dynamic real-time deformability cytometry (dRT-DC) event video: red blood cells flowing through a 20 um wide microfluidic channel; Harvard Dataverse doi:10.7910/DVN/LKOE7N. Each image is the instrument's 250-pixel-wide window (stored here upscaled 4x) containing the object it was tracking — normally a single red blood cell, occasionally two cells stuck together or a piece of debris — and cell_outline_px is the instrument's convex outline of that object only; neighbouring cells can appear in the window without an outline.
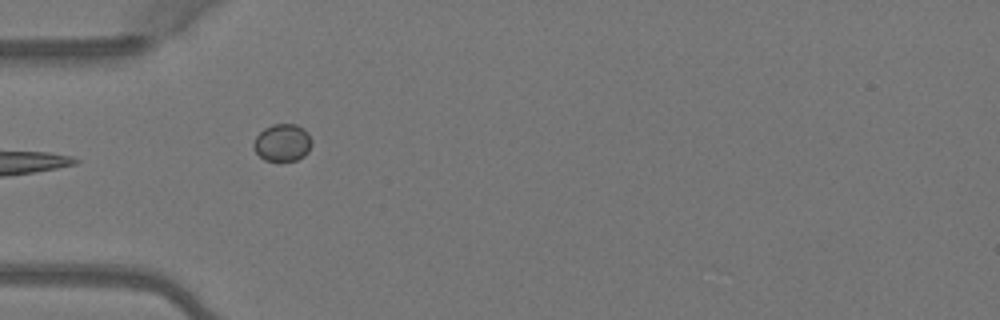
{"species": "Egyptian fruit bat (a non-hibernating species)", "species_latin": "Rousettus aegyptiacus", "temperature_condition": "warm", "stored_images_in_passage": 7, "camera_frame_rate_fps": 3000, "um_per_image_px": 0.085, "animal": {"sex": "female"}, "frame": {"image": 1, "passage_image": 5, "time_ms": 1.333, "image_size_px": [1000, 320], "cell_outline_px": [[312, 144], [308, 152], [304, 156], [296, 160], [264, 160], [252, 148], [252, 144], [256, 136], [264, 128], [272, 124], [296, 124], [304, 128], [308, 132], [312, 140]], "centroid_in_image_um": [24.01, 12.11], "position_along_channel_um": 61.0, "area_um2": 12.77}}
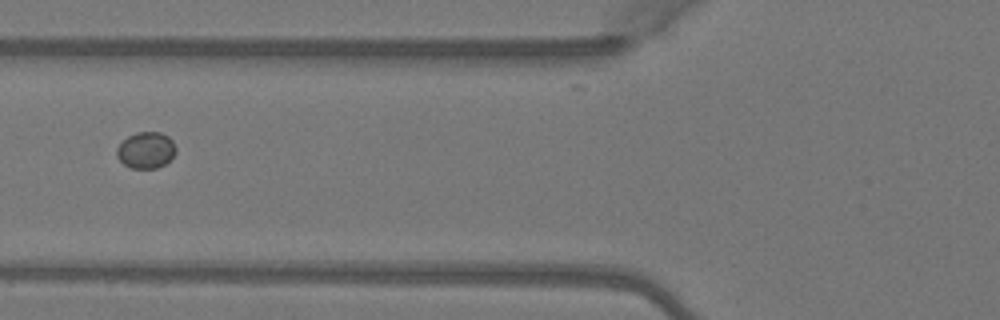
{"frame": {"image": 2, "passage_image": 6, "time_ms": 1.667, "image_size_px": [1000, 320], "cell_outline_px": [[176, 152], [164, 164], [156, 168], [132, 168], [124, 164], [116, 156], [116, 148], [128, 136], [136, 132], [160, 132], [168, 136], [172, 140], [176, 148]], "centroid_in_image_um": [12.4, 12.75], "position_along_channel_um": 113.4, "area_um2": 12.43}}
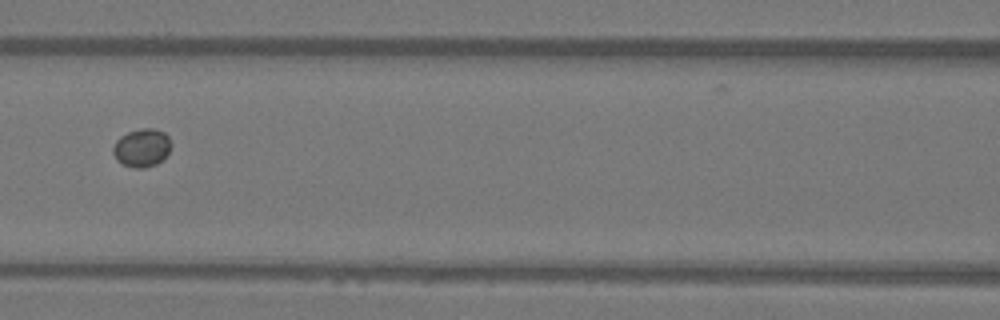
{"frame": {"image": 3, "passage_image": 7, "time_ms": 2.0, "image_size_px": [1000, 320], "cell_outline_px": [[172, 144], [168, 152], [156, 164], [144, 168], [136, 168], [124, 164], [116, 160], [112, 152], [112, 148], [116, 140], [120, 136], [128, 132], [140, 128], [152, 128], [164, 132], [168, 136]], "centroid_in_image_um": [12.03, 12.54], "position_along_channel_um": 154.6, "area_um2": 12.89}}